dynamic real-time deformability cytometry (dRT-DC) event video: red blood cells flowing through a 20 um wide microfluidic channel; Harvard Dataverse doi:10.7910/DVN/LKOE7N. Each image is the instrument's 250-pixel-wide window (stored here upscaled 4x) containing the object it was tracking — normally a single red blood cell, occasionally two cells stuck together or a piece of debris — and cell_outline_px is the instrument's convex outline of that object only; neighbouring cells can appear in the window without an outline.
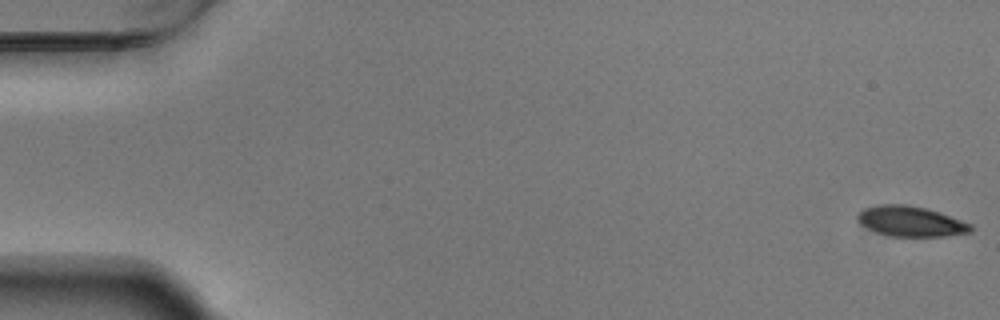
{"species": "Egyptian fruit bat (a non-hibernating species)", "species_latin": "Rousettus aegyptiacus", "temperature_condition": "warm", "stored_images_in_passage": 55, "camera_frame_rate_fps": 3000, "um_per_image_px": 0.085, "animal": {"sex": "male"}, "frame": {"image": 1, "passage_image": 1, "time_ms": 0.0, "image_size_px": [1000, 320], "cell_outline_px": [[972, 232], [944, 236], [892, 236], [876, 232], [860, 224], [856, 220], [856, 216], [864, 208], [880, 204], [904, 204], [928, 208], [940, 212], [972, 224]], "centroid_in_image_um": [77.41, 18.8], "position_along_channel_um": 7.6, "area_um2": 20.06}}
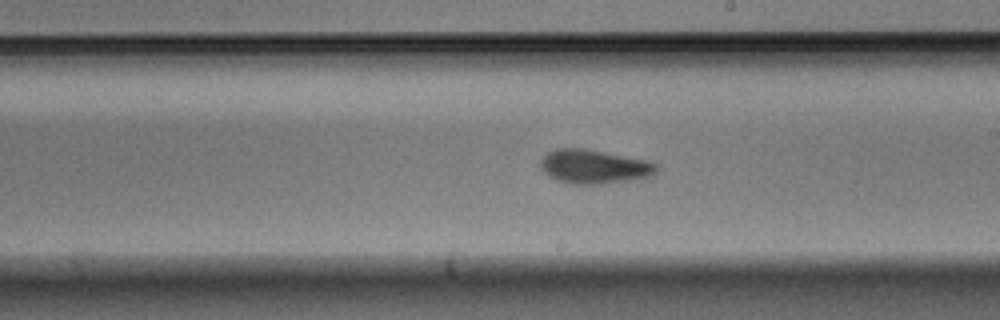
{"frame": {"image": 2, "passage_image": 32, "time_ms": 10.333, "image_size_px": [1000, 320], "cell_outline_px": [[660, 168], [652, 176], [628, 180], [600, 184], [576, 184], [556, 180], [548, 176], [544, 172], [540, 164], [540, 160], [548, 152], [556, 148], [584, 148], [644, 160], [656, 164]], "centroid_in_image_um": [50.47, 14.16], "position_along_channel_um": 238.5, "area_um2": 22.77}}
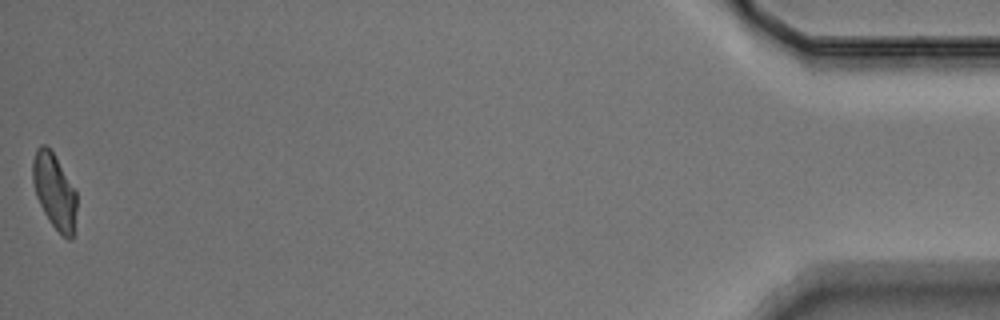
{"frame": {"image": 3, "passage_image": 55, "time_ms": 18.0, "image_size_px": [1000, 320], "cell_outline_px": [[76, 208], [72, 240], [68, 240], [48, 220], [36, 196], [32, 180], [32, 160], [36, 148], [40, 144], [44, 144], [52, 152], [76, 192]], "centroid_in_image_um": [4.59, 16.24], "position_along_channel_um": 430.6, "area_um2": 18.9}, "authors_computed_cell_mechanics": {"area_um2": 21.3282, "velocity_mm_per_s": 3.714, "shape_relaxation_time_tau1_ms": 3.5382, "shape_relaxation_time_tau2_ms": 2.2427, "deformation_change_tau1": 0.1229, "deformation_change_tau2": 0.0869}}